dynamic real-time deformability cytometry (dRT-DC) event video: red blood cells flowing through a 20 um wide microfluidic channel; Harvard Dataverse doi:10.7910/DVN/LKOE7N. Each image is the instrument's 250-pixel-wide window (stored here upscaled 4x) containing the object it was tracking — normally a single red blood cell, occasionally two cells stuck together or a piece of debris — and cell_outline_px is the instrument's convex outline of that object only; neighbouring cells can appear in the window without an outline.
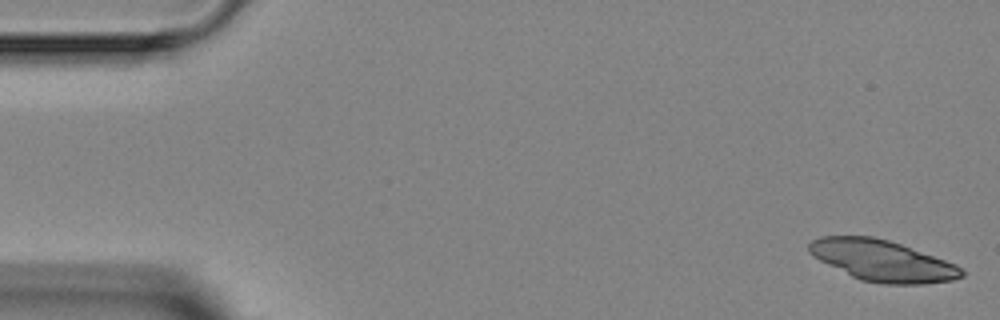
{"species": "Egyptian fruit bat (a non-hibernating species)", "species_latin": "Rousettus aegyptiacus", "temperature_condition": "room temperature", "stored_images_in_passage": 7, "camera_frame_rate_fps": 3000, "um_per_image_px": 0.085, "animal": {"sex": "female"}, "frame": {"image": 1, "passage_image": 1, "time_ms": 0.0, "image_size_px": [1000, 320], "cell_outline_px": [[964, 276], [952, 280], [924, 284], [884, 284], [860, 280], [812, 256], [808, 252], [808, 244], [812, 240], [820, 236], [872, 236], [888, 240], [900, 244], [956, 264], [964, 272]], "centroid_in_image_um": [74.98, 22.15], "position_along_channel_um": 10.0, "area_um2": 36.24}}
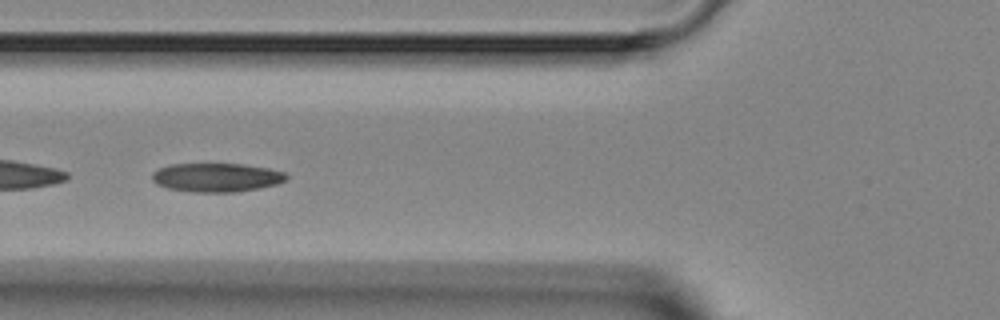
{"frame": {"image": 2, "passage_image": 5, "time_ms": 5.667, "image_size_px": [1000, 320], "cell_outline_px": [[288, 176], [284, 180], [276, 184], [260, 188], [236, 192], [192, 192], [168, 188], [156, 184], [152, 180], [152, 172], [160, 168], [172, 164], [244, 164], [268, 168], [284, 172]], "centroid_in_image_um": [18.39, 15.08], "position_along_channel_um": 107.4, "area_um2": 22.48}}
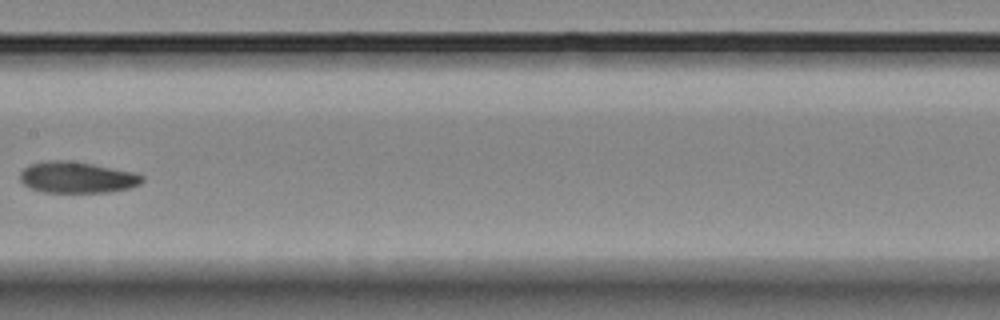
{"frame": {"image": 3, "passage_image": 7, "time_ms": 8.0, "image_size_px": [1000, 320], "cell_outline_px": [[144, 180], [140, 184], [128, 188], [108, 192], [44, 192], [32, 188], [24, 184], [20, 180], [20, 172], [28, 164], [44, 160], [68, 160], [92, 164], [136, 172], [144, 176]], "centroid_in_image_um": [6.54, 15.06], "position_along_channel_um": 200.9, "area_um2": 22.37}}